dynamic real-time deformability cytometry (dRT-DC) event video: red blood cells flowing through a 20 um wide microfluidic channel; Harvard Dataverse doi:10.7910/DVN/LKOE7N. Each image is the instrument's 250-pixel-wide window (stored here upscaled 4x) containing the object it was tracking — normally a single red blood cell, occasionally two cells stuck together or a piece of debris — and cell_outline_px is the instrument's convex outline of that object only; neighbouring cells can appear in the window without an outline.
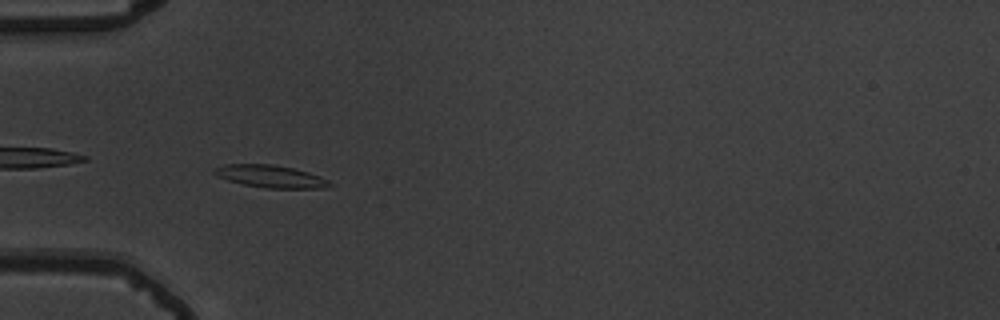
{"species": "common noctule bat (a hibernating species)", "species_latin": "Nyctalus noctula", "temperature_condition": "warm", "stored_images_in_passage": 40, "camera_frame_rate_fps": 3000, "um_per_image_px": 0.085, "animal": {"sex": "male", "body_mass_g": 19.5, "forearm_length_mm": 54.6}, "frame": {"image": 1, "passage_image": 3, "time_ms": 0.667, "image_size_px": [1000, 320], "cell_outline_px": [[332, 184], [320, 188], [264, 188], [244, 184], [228, 180], [216, 176], [212, 172], [212, 168], [224, 164], [272, 164], [292, 168], [308, 172], [320, 176], [328, 180]], "centroid_in_image_um": [22.93, 14.98], "position_along_channel_um": 62.1, "area_um2": 15.03}}
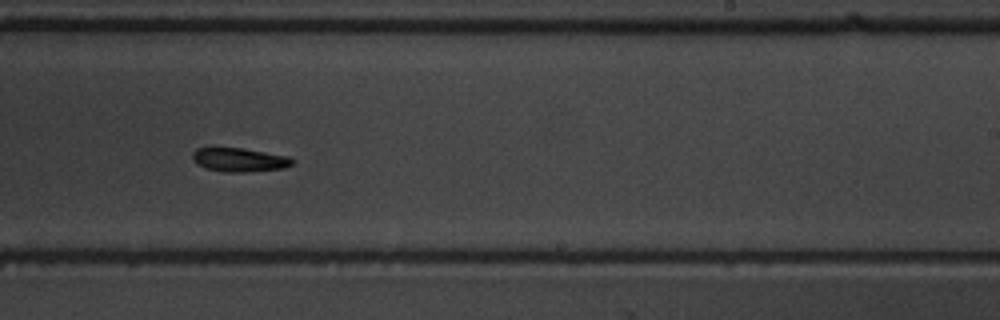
{"frame": {"image": 2, "passage_image": 20, "time_ms": 6.333, "image_size_px": [1000, 320], "cell_outline_px": [[292, 164], [284, 168], [244, 172], [224, 172], [204, 168], [196, 164], [192, 160], [192, 152], [196, 148], [244, 148], [288, 156], [292, 160]], "centroid_in_image_um": [20.29, 13.58], "position_along_channel_um": 268.7, "area_um2": 13.87}}
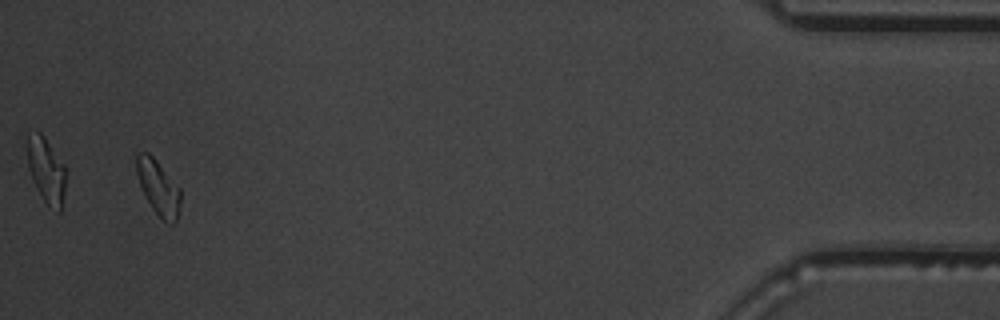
{"frame": {"image": 3, "passage_image": 38, "time_ms": 12.333, "image_size_px": [1000, 320], "cell_outline_px": [[180, 200], [176, 220], [172, 224], [164, 220], [152, 208], [140, 184], [136, 172], [136, 152], [148, 152], [156, 160], [180, 188]], "centroid_in_image_um": [13.44, 15.89], "position_along_channel_um": 421.8, "area_um2": 13.64}, "authors_computed_cell_mechanics": {"area_um2": 14.2477, "velocity_mm_per_s": 3.7331, "shape_relaxation_time_tau1_ms": 3.9917, "shape_relaxation_time_tau2_ms": null, "deformation_change_tau1": 0.1373, "deformation_change_tau2": null}}